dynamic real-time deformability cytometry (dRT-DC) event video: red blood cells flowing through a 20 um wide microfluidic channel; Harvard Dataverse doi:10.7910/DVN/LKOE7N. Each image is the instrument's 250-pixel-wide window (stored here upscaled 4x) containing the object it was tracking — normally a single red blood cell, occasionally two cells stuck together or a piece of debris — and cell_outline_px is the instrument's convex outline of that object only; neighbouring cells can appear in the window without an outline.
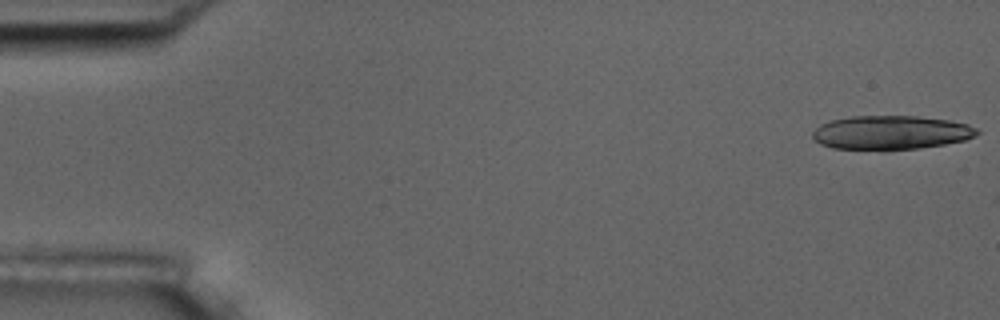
{"species": "common noctule bat (a hibernating species)", "species_latin": "Nyctalus noctula", "temperature_condition": "room temperature", "stored_images_in_passage": 3, "camera_frame_rate_fps": 3000, "um_per_image_px": 0.085, "animal": {"sex": "male", "body_mass_g": 17.5, "forearm_length_mm": 52.3}, "frame": {"image": 1, "passage_image": 1, "time_ms": 0.0, "image_size_px": [1000, 320], "cell_outline_px": [[980, 132], [976, 136], [964, 140], [944, 144], [920, 148], [884, 152], [832, 148], [820, 144], [812, 136], [812, 132], [820, 124], [828, 120], [852, 116], [916, 116], [948, 120], [968, 124], [976, 128]], "centroid_in_image_um": [75.69, 11.29], "position_along_channel_um": 9.3, "area_um2": 33.29}}